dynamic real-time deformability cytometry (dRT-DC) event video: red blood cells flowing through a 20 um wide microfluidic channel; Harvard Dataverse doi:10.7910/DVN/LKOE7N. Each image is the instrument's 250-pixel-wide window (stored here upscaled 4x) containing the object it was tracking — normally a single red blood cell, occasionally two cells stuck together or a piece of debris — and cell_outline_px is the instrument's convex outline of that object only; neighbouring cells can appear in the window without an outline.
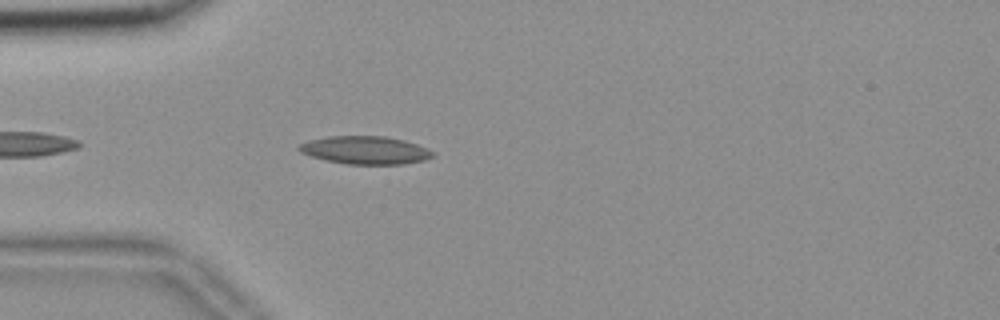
{"species": "common noctule bat (a hibernating species)", "species_latin": "Nyctalus noctula", "temperature_condition": "room temperature", "stored_images_in_passage": 8, "camera_frame_rate_fps": 3000, "um_per_image_px": 0.085, "animal": {"sex": "female", "body_mass_g": 18.4}, "frame": {"image": 1, "passage_image": 4, "time_ms": 1.0, "image_size_px": [1000, 320], "cell_outline_px": [[432, 156], [424, 160], [404, 164], [348, 164], [328, 160], [312, 156], [300, 152], [296, 148], [300, 144], [308, 140], [328, 136], [384, 136], [404, 140], [428, 148], [432, 152]], "centroid_in_image_um": [31.03, 12.75], "position_along_channel_um": 54.0, "area_um2": 21.62}}